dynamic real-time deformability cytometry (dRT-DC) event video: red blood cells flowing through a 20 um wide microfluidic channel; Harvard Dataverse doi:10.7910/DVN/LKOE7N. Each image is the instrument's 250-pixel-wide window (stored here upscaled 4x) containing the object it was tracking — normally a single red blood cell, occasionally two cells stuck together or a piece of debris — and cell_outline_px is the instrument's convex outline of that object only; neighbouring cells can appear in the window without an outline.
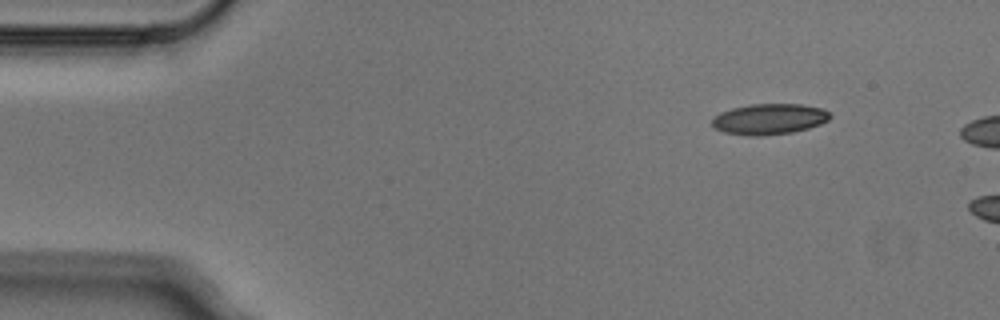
{"species": "Egyptian fruit bat (a non-hibernating species)", "species_latin": "Rousettus aegyptiacus", "temperature_condition": "cold", "stored_images_in_passage": 3, "camera_frame_rate_fps": 3000, "um_per_image_px": 0.085, "animal": {"sex": "male"}, "frame": {"image": 1, "passage_image": 1, "time_ms": 0.0, "image_size_px": [1000, 320], "cell_outline_px": [[832, 116], [828, 120], [820, 124], [808, 128], [792, 132], [760, 136], [748, 136], [724, 132], [716, 128], [712, 124], [712, 116], [720, 112], [732, 108], [752, 104], [800, 104], [820, 108], [828, 112]], "centroid_in_image_um": [65.36, 10.12], "position_along_channel_um": 19.6, "area_um2": 21.1}}